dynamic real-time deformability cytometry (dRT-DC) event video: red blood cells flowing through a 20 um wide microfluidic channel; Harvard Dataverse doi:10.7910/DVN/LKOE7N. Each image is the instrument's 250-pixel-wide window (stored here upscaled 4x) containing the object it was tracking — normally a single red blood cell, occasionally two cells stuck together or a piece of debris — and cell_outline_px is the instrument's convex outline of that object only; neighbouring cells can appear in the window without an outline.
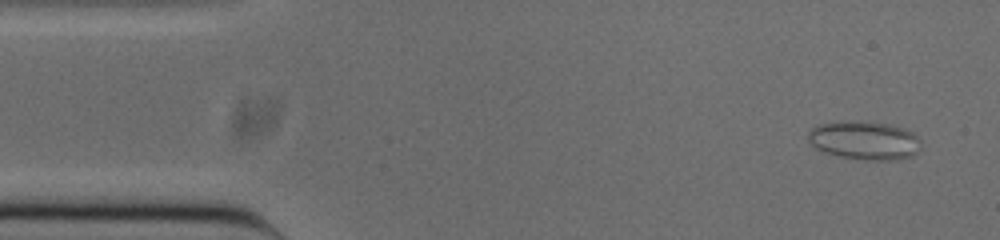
{"species": "common noctule bat (a hibernating species)", "species_latin": "Nyctalus noctula", "temperature_condition": "cold", "stored_images_in_passage": 52, "camera_frame_rate_fps": 3000, "um_per_image_px": 0.085, "animal": {"sex": "male", "body_mass_g": 20.0, "forearm_length_mm": 53.3}, "frame": {"image": 1, "passage_image": 3, "time_ms": 0.667, "image_size_px": [1000, 240], "cell_outline_px": [[916, 152], [912, 156], [896, 160], [864, 160], [840, 156], [824, 152], [816, 148], [808, 140], [808, 132], [812, 128], [820, 124], [844, 120], [852, 120], [888, 124], [912, 132], [916, 136]], "centroid_in_image_um": [73.4, 11.93], "position_along_channel_um": 11.6, "area_um2": 24.97}}
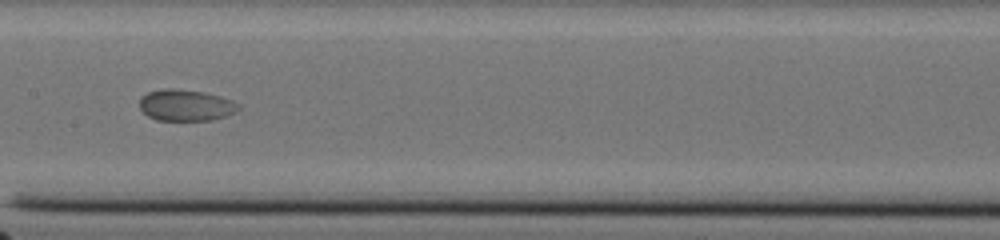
{"frame": {"image": 2, "passage_image": 25, "time_ms": 8.0, "image_size_px": [1000, 240], "cell_outline_px": [[240, 108], [236, 112], [212, 120], [156, 120], [148, 116], [140, 108], [140, 96], [148, 92], [168, 88], [172, 88], [204, 92], [220, 96], [232, 100], [240, 104]], "centroid_in_image_um": [15.8, 8.94], "position_along_channel_um": 191.6, "area_um2": 18.09}}
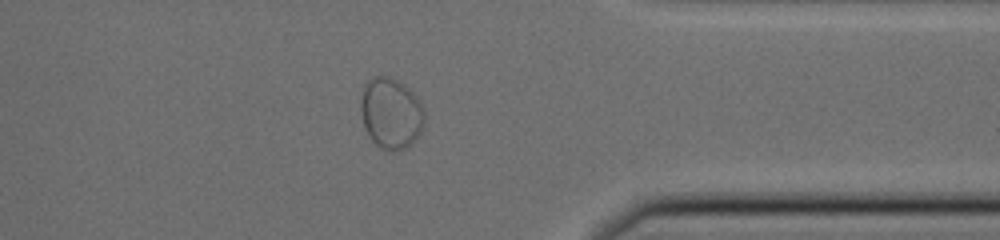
{"frame": {"image": 3, "passage_image": 41, "time_ms": 13.333, "image_size_px": [1000, 240], "cell_outline_px": [[424, 124], [420, 132], [412, 144], [396, 152], [392, 152], [376, 144], [372, 140], [364, 128], [360, 108], [360, 104], [364, 88], [376, 76], [388, 76], [396, 80], [408, 88], [420, 104], [424, 112]], "centroid_in_image_um": [33.23, 9.67], "position_along_channel_um": 378.2, "area_um2": 25.84}, "authors_computed_cell_mechanics": {"area_um2": 20.4034, "velocity_mm_per_s": 3.7752, "shape_relaxation_time_tau1_ms": null, "shape_relaxation_time_tau2_ms": 3.3476, "deformation_change_tau1": null, "deformation_change_tau2": null}}